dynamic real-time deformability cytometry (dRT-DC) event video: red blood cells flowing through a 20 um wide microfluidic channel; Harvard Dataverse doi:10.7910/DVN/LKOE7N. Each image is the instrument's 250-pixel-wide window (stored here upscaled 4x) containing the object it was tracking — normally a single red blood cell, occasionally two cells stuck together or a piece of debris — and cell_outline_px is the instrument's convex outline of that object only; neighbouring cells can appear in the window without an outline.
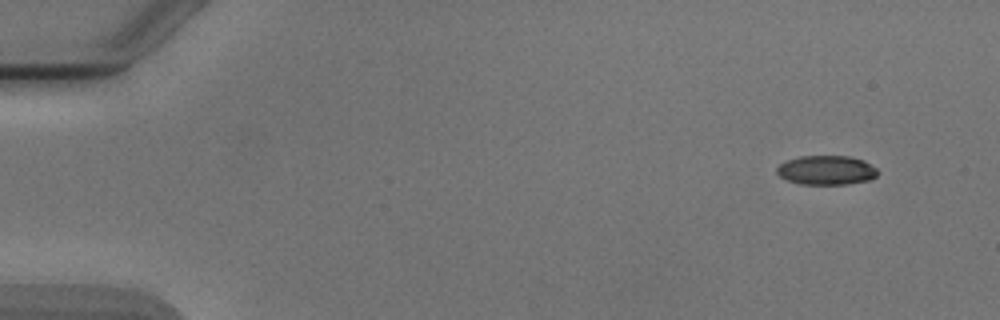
{"species": "Egyptian fruit bat (a non-hibernating species)", "species_latin": "Rousettus aegyptiacus", "temperature_condition": "cold", "stored_images_in_passage": 5, "camera_frame_rate_fps": 3000, "um_per_image_px": 0.085, "animal": {"sex": "male"}, "frame": {"image": 1, "passage_image": 1, "time_ms": 0.0, "image_size_px": [1000, 320], "cell_outline_px": [[876, 176], [872, 180], [848, 184], [800, 184], [788, 180], [780, 176], [776, 172], [776, 168], [780, 164], [788, 160], [800, 156], [848, 156], [864, 160], [876, 168]], "centroid_in_image_um": [70.25, 14.47], "position_along_channel_um": 14.7, "area_um2": 17.17}}
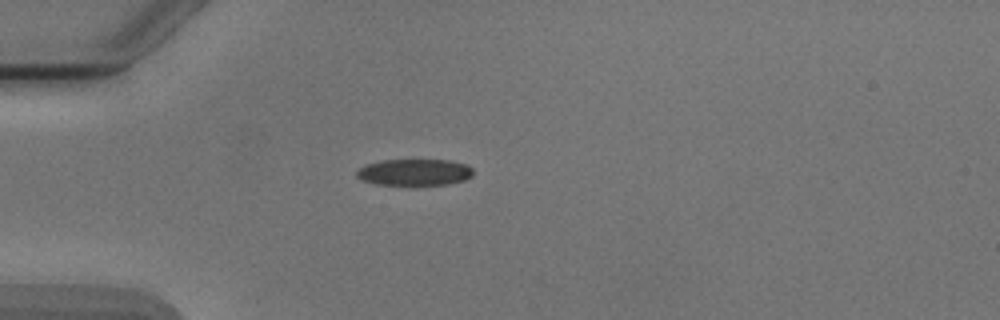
{"frame": {"image": 2, "passage_image": 4, "time_ms": 3.667, "image_size_px": [1000, 320], "cell_outline_px": [[472, 176], [464, 180], [448, 184], [376, 184], [364, 180], [356, 176], [356, 172], [360, 168], [368, 164], [380, 160], [448, 160], [468, 164], [472, 168]], "centroid_in_image_um": [35.26, 14.63], "position_along_channel_um": 49.7, "area_um2": 17.74}}